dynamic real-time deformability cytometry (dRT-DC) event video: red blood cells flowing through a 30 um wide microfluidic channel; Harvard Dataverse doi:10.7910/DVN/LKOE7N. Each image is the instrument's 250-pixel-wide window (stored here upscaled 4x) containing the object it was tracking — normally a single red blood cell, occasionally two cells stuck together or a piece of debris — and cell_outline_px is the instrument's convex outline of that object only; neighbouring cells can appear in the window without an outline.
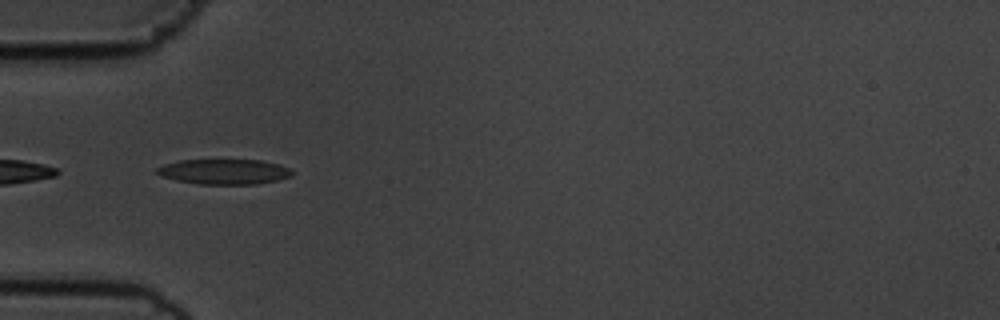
{"species": "common noctule bat (a hibernating species)", "species_latin": "Nyctalus noctula", "temperature_condition": "cold", "stored_images_in_passage": 5, "camera_frame_rate_fps": 3000, "um_per_image_px": 0.085, "animal": {"sex": "male", "body_mass_g": 19.5, "forearm_length_mm": 54.6}, "frame": {"image": 1, "passage_image": 2, "time_ms": 0.333, "image_size_px": [1000, 320], "cell_outline_px": [[292, 176], [276, 180], [256, 184], [200, 184], [176, 180], [164, 176], [156, 172], [156, 168], [164, 164], [180, 160], [260, 160], [280, 164], [288, 168], [292, 172]], "centroid_in_image_um": [19.06, 14.59], "position_along_channel_um": 65.9, "area_um2": 19.65}}